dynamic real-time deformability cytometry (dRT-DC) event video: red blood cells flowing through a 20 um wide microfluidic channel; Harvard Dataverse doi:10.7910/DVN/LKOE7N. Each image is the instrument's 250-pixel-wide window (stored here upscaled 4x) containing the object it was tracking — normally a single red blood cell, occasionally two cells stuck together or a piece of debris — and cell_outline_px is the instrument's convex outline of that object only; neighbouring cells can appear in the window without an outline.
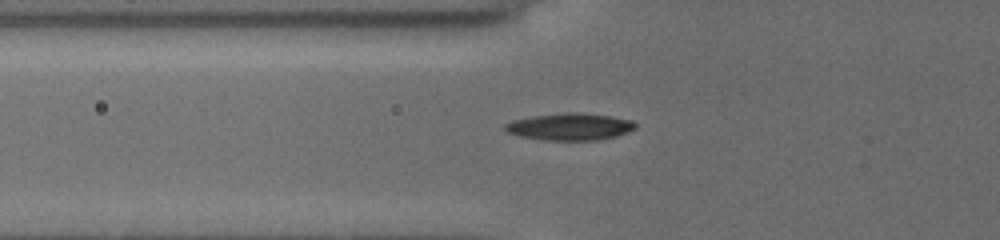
{"species": "common noctule bat (a hibernating species)", "species_latin": "Nyctalus noctula", "temperature_condition": "cold", "stored_images_in_passage": 36, "camera_frame_rate_fps": 3000, "um_per_image_px": 0.085, "animal": {"sex": "female", "body_mass_g": 19.5, "forearm_length_mm": 54.1}, "frame": {"image": 1, "passage_image": 2, "time_ms": 0.333, "image_size_px": [1000, 240], "cell_outline_px": [[636, 128], [616, 136], [596, 140], [544, 140], [516, 136], [504, 132], [504, 124], [512, 120], [532, 116], [568, 112], [576, 112], [608, 116], [632, 120], [636, 124]], "centroid_in_image_um": [48.36, 10.77], "position_along_channel_um": 77.4, "area_um2": 20.58}}
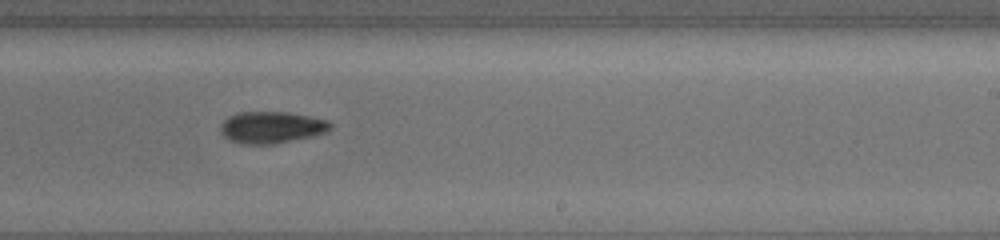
{"frame": {"image": 2, "passage_image": 17, "time_ms": 5.333, "image_size_px": [1000, 240], "cell_outline_px": [[332, 128], [328, 132], [312, 136], [276, 144], [240, 144], [228, 140], [224, 136], [220, 128], [220, 124], [228, 116], [240, 112], [284, 112], [328, 120], [332, 124]], "centroid_in_image_um": [23.07, 10.84], "position_along_channel_um": 265.9, "area_um2": 20.4}}
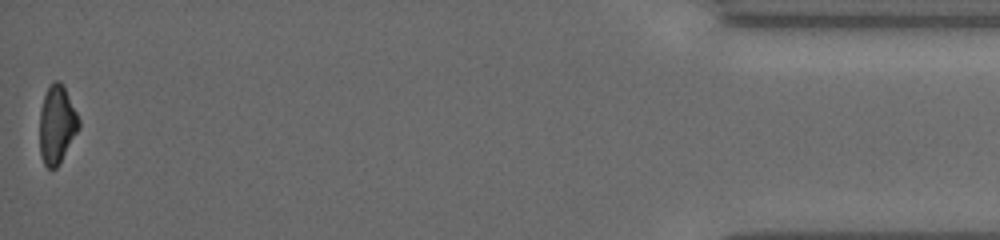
{"frame": {"image": 3, "passage_image": 36, "time_ms": 11.667, "image_size_px": [1000, 240], "cell_outline_px": [[80, 128], [56, 168], [48, 168], [44, 164], [40, 156], [40, 108], [44, 96], [48, 88], [56, 80], [60, 80], [80, 120]], "centroid_in_image_um": [4.83, 10.61], "position_along_channel_um": 430.4, "area_um2": 17.57}, "authors_computed_cell_mechanics": {"area_um2": 19.5075, "velocity_mm_per_s": 3.7955, "shape_relaxation_time_tau1_ms": 2.063, "shape_relaxation_time_tau2_ms": 9.397, "deformation_change_tau1": 0.123, "deformation_change_tau2": 0.1782}}